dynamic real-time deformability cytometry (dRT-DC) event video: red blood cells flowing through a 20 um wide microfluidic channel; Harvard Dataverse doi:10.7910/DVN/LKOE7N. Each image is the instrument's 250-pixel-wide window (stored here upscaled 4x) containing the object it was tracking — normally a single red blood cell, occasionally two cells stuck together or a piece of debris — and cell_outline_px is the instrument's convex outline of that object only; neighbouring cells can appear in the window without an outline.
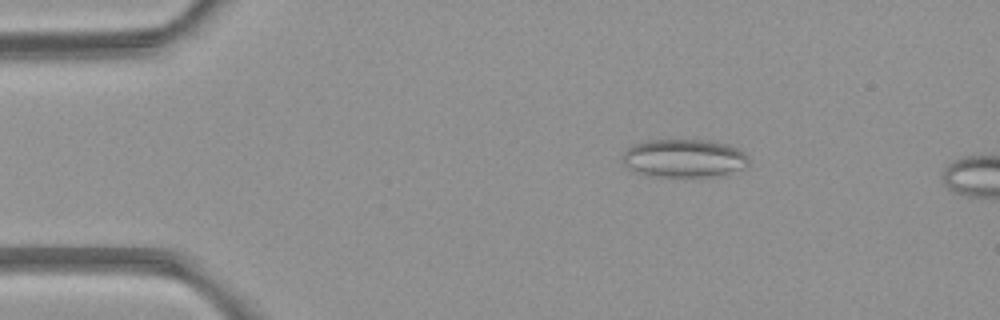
{"species": "common noctule bat (a hibernating species)", "species_latin": "Nyctalus noctula", "temperature_condition": "room temperature", "stored_images_in_passage": 2, "camera_frame_rate_fps": 3000, "um_per_image_px": 0.085, "animal": {"sex": "female", "body_mass_g": 21.9}, "frame": {"image": 1, "passage_image": 1, "time_ms": 0.0, "image_size_px": [1000, 320], "cell_outline_px": [[748, 164], [744, 168], [716, 176], [644, 176], [628, 168], [624, 164], [620, 156], [632, 144], [648, 140], [712, 140], [728, 144], [744, 152], [748, 156]], "centroid_in_image_um": [58.11, 13.44], "position_along_channel_um": 26.9, "area_um2": 28.32}}